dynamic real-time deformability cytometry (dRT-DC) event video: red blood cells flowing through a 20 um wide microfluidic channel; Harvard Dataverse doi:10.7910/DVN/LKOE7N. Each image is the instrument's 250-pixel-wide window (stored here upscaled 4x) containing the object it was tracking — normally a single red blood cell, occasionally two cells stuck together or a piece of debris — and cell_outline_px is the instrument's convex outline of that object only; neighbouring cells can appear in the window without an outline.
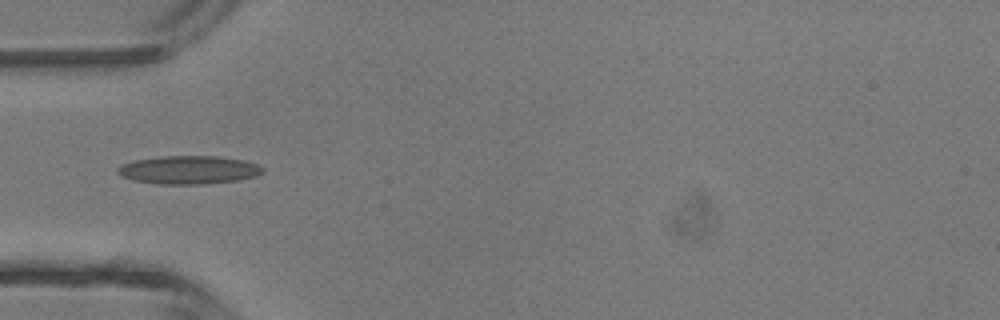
{"species": "common noctule bat (a hibernating species)", "species_latin": "Nyctalus noctula", "temperature_condition": "room temperature", "stored_images_in_passage": 4, "camera_frame_rate_fps": 3000, "um_per_image_px": 0.085, "animal": {"sex": "male", "body_mass_g": 13.3}, "frame": {"image": 1, "passage_image": 3, "time_ms": 0.667, "image_size_px": [1000, 320], "cell_outline_px": [[264, 172], [256, 176], [240, 180], [204, 184], [156, 184], [132, 180], [120, 176], [116, 172], [116, 168], [120, 164], [136, 160], [160, 156], [216, 156], [244, 160], [256, 164], [264, 168]], "centroid_in_image_um": [16.01, 14.44], "position_along_channel_um": 69.0, "area_um2": 24.16}}
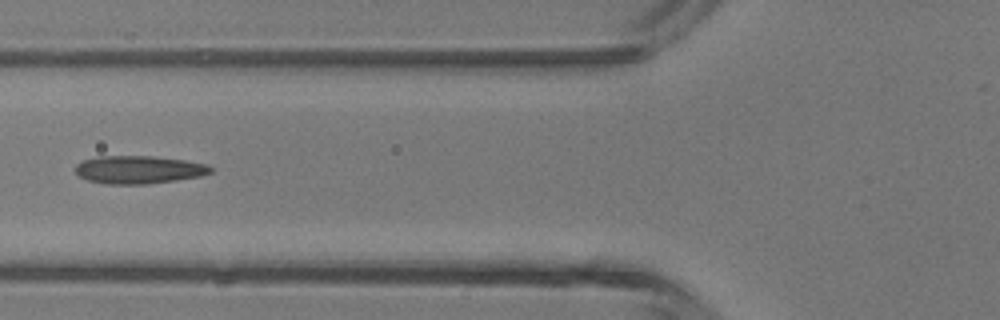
{"frame": {"image": 2, "passage_image": 4, "time_ms": 1.0, "image_size_px": [1000, 320], "cell_outline_px": [[212, 172], [200, 176], [148, 184], [104, 184], [88, 180], [80, 176], [76, 172], [76, 164], [84, 160], [100, 156], [152, 156], [184, 160], [208, 164], [212, 168]], "centroid_in_image_um": [11.8, 14.42], "position_along_channel_um": 114.0, "area_um2": 21.91}}